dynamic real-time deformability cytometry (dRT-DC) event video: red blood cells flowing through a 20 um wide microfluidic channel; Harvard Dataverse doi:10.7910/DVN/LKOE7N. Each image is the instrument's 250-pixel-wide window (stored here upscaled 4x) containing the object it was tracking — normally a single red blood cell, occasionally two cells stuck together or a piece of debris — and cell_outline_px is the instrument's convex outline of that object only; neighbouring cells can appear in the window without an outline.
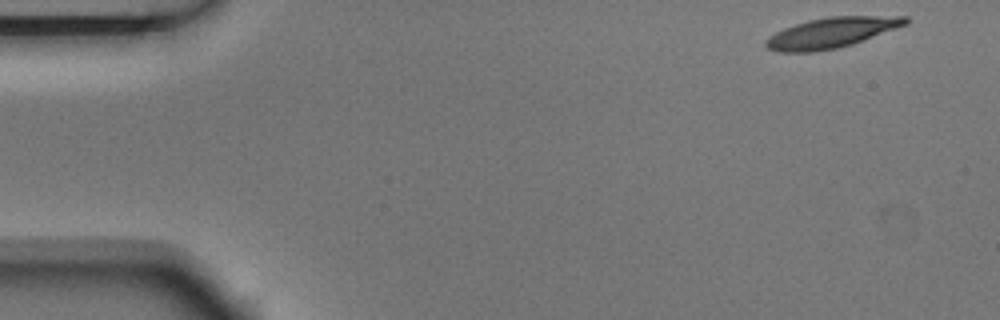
{"species": "Egyptian fruit bat (a non-hibernating species)", "species_latin": "Rousettus aegyptiacus", "temperature_condition": "room temperature", "stored_images_in_passage": 5, "camera_frame_rate_fps": 3000, "um_per_image_px": 0.085, "animal": {"sex": "male"}, "frame": {"image": 1, "passage_image": 1, "time_ms": 0.0, "image_size_px": [1000, 320], "cell_outline_px": [[908, 24], [852, 44], [836, 48], [812, 52], [776, 52], [768, 48], [764, 44], [764, 40], [768, 36], [784, 28], [808, 20], [828, 16], [908, 16]], "centroid_in_image_um": [70.64, 2.78], "position_along_channel_um": 14.4, "area_um2": 24.68}}
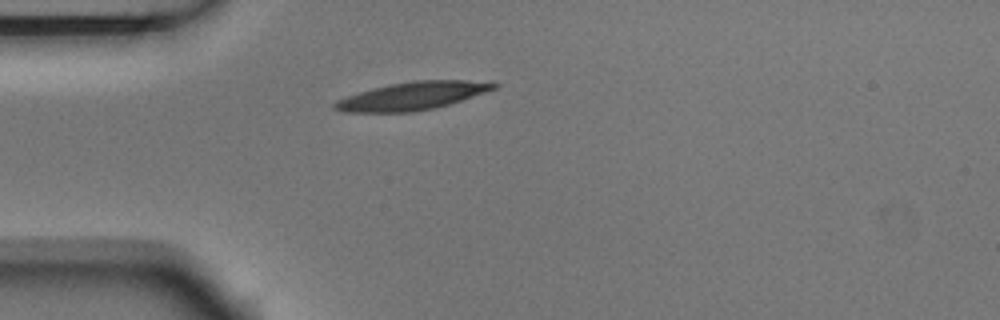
{"frame": {"image": 2, "passage_image": 4, "time_ms": 1.0, "image_size_px": [1000, 320], "cell_outline_px": [[500, 84], [496, 88], [436, 108], [412, 112], [340, 112], [332, 108], [332, 104], [336, 100], [372, 88], [388, 84], [412, 80], [464, 80]], "centroid_in_image_um": [34.96, 8.16], "position_along_channel_um": 50.0, "area_um2": 25.72}}